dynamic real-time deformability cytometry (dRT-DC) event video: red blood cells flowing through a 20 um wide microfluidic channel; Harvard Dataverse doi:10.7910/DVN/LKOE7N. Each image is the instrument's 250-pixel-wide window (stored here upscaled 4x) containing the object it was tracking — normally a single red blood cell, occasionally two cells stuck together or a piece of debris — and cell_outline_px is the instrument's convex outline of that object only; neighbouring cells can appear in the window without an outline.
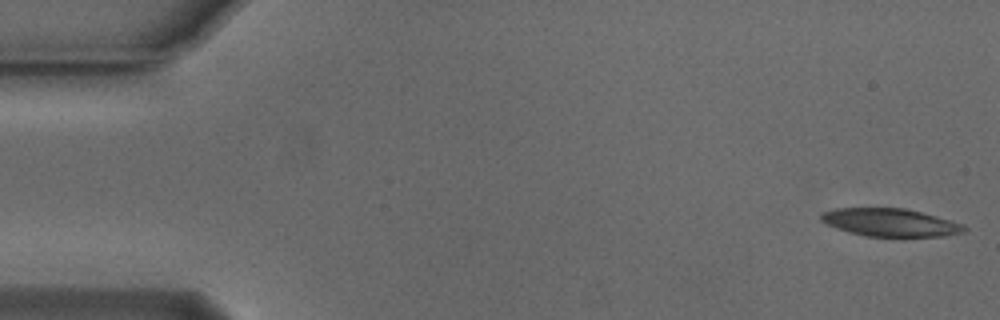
{"species": "Egyptian fruit bat (a non-hibernating species)", "species_latin": "Rousettus aegyptiacus", "temperature_condition": "cold", "stored_images_in_passage": 54, "camera_frame_rate_fps": 3000, "um_per_image_px": 0.085, "animal": {"sex": "male"}, "frame": {"image": 1, "passage_image": 1, "time_ms": 0.0, "image_size_px": [1000, 320], "cell_outline_px": [[968, 228], [964, 232], [944, 236], [864, 236], [848, 232], [836, 228], [820, 220], [820, 212], [836, 208], [908, 208], [964, 224]], "centroid_in_image_um": [75.67, 18.9], "position_along_channel_um": 9.3, "area_um2": 23.35}}
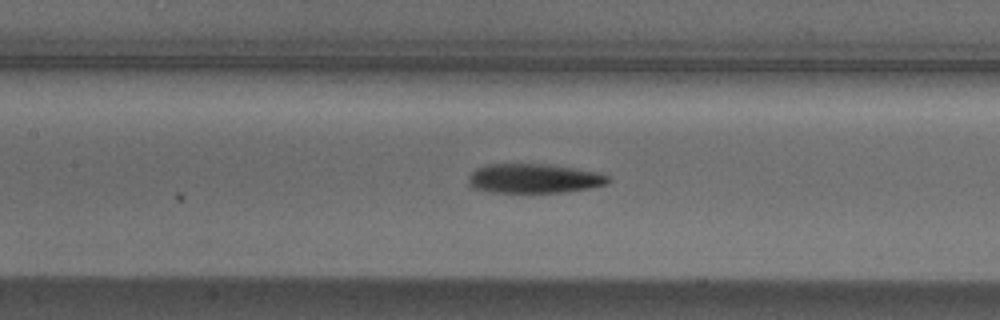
{"frame": {"image": 2, "passage_image": 24, "time_ms": 7.667, "image_size_px": [1000, 320], "cell_outline_px": [[612, 180], [608, 184], [588, 188], [564, 192], [492, 192], [472, 188], [468, 184], [468, 176], [476, 168], [484, 164], [544, 164], [572, 168], [596, 172], [608, 176]], "centroid_in_image_um": [45.35, 15.17], "position_along_channel_um": 162.1, "area_um2": 23.87}}
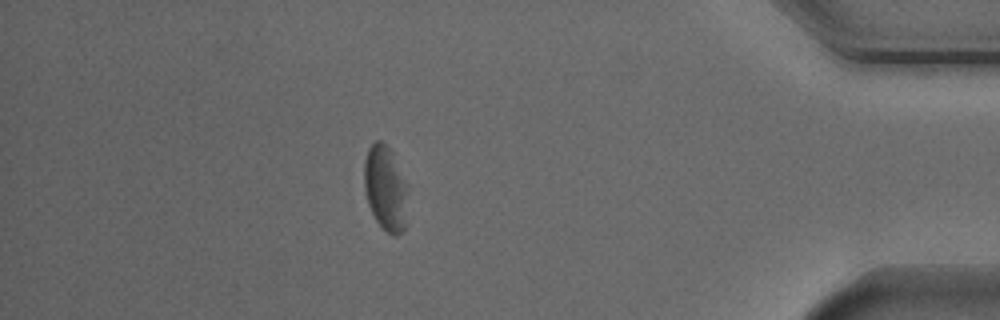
{"frame": {"image": 3, "passage_image": 47, "time_ms": 15.333, "image_size_px": [1000, 320], "cell_outline_px": [[404, 228], [396, 236], [392, 236], [376, 220], [368, 204], [364, 192], [364, 160], [368, 148], [376, 140], [380, 140], [388, 148], [404, 184]], "centroid_in_image_um": [32.66, 16.0], "position_along_channel_um": 402.5, "area_um2": 20.23}, "authors_computed_cell_mechanics": {"area_um2": 24.0448, "velocity_mm_per_s": 3.7276, "shape_relaxation_time_tau1_ms": 2.2592, "shape_relaxation_time_tau2_ms": 5.9268, "deformation_change_tau1": 0.1278, "deformation_change_tau2": 0.18}}